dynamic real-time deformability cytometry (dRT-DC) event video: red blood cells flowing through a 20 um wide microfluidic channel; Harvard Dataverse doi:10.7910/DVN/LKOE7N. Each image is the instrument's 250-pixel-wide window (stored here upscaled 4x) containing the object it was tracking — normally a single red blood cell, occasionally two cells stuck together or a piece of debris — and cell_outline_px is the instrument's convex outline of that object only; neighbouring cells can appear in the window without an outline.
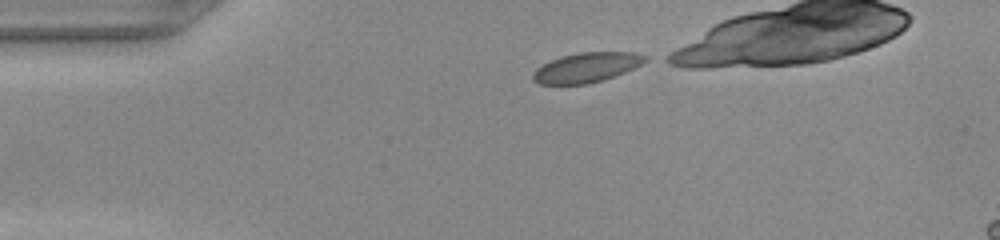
{"species": "common noctule bat (a hibernating species)", "species_latin": "Nyctalus noctula", "temperature_condition": "warm", "stored_images_in_passage": 31, "camera_frame_rate_fps": 3000, "um_per_image_px": 0.085, "animal": {"sex": "female", "body_mass_g": 22.0, "forearm_length_mm": 56.7}, "frame": {"image": 1, "passage_image": 1, "time_ms": 0.0, "image_size_px": [1000, 240], "cell_outline_px": [[648, 60], [624, 72], [588, 84], [540, 84], [532, 80], [532, 72], [536, 68], [560, 56], [580, 52], [636, 52], [648, 56]], "centroid_in_image_um": [49.83, 5.72], "position_along_channel_um": 35.2, "area_um2": 19.31}}
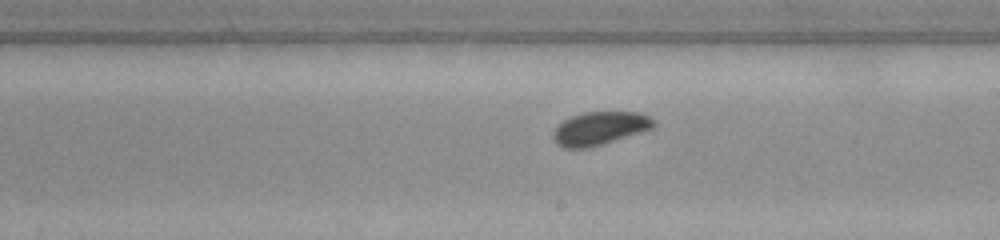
{"frame": {"image": 2, "passage_image": 19, "time_ms": 6.0, "image_size_px": [1000, 240], "cell_outline_px": [[656, 124], [652, 128], [640, 132], [600, 144], [584, 148], [564, 148], [556, 144], [552, 136], [556, 128], [564, 120], [572, 116], [584, 112], [640, 112], [648, 116]], "centroid_in_image_um": [50.95, 10.9], "position_along_channel_um": 238.0, "area_um2": 19.02}}
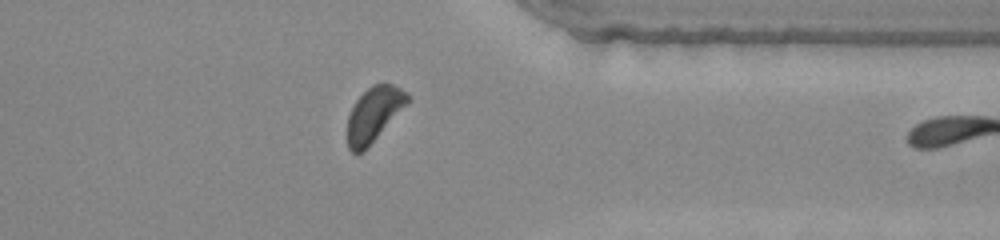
{"frame": {"image": 3, "passage_image": 30, "time_ms": 9.667, "image_size_px": [1000, 240], "cell_outline_px": [[412, 100], [356, 156], [348, 148], [348, 116], [356, 100], [372, 84], [392, 84], [408, 92], [412, 96]], "centroid_in_image_um": [31.81, 9.66], "position_along_channel_um": 379.6, "area_um2": 18.67}}